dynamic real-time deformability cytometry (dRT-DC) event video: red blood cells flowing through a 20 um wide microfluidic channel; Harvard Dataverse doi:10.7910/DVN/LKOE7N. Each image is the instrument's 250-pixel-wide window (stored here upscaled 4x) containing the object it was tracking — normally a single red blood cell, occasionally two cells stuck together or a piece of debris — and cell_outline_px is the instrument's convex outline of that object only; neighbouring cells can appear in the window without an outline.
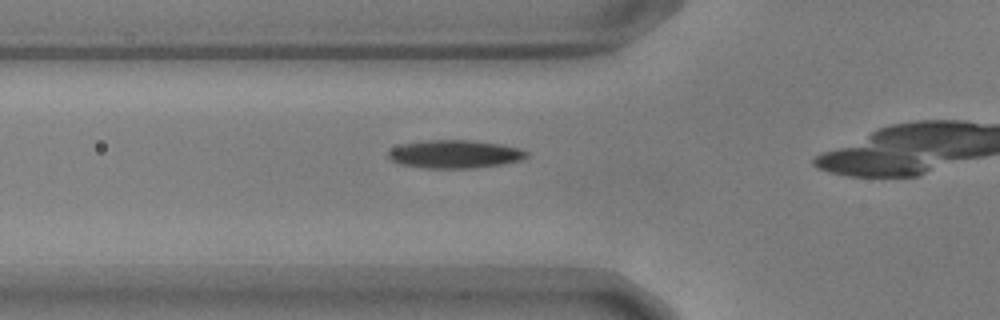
{"species": "common noctule bat (a hibernating species)", "species_latin": "Nyctalus noctula", "temperature_condition": "warm", "stored_images_in_passage": 25, "camera_frame_rate_fps": 3000, "um_per_image_px": 0.085, "animal": {"sex": "male", "body_mass_g": 17.9, "forearm_length_mm": 54.2}, "frame": {"image": 1, "passage_image": 14, "time_ms": 4.333, "image_size_px": [1000, 320], "cell_outline_px": [[528, 156], [520, 160], [500, 164], [472, 168], [420, 168], [400, 164], [392, 160], [388, 156], [388, 152], [392, 148], [400, 144], [432, 140], [468, 140], [500, 144], [520, 148], [528, 152]], "centroid_in_image_um": [38.64, 13.1], "position_along_channel_um": 87.2, "area_um2": 22.54}}
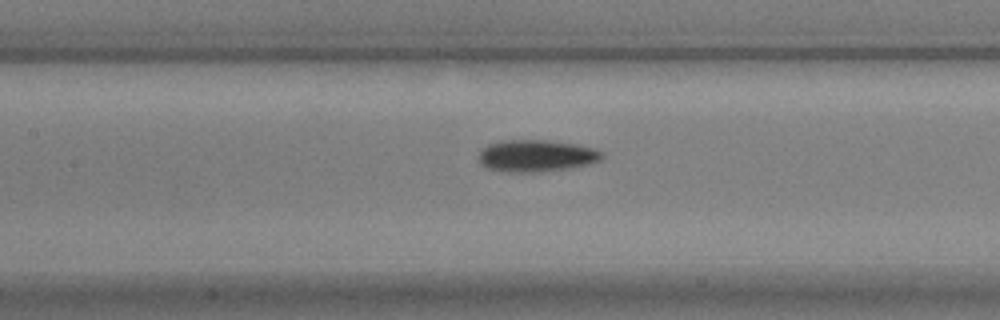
{"frame": {"image": 2, "passage_image": 20, "time_ms": 6.333, "image_size_px": [1000, 320], "cell_outline_px": [[604, 156], [600, 160], [588, 164], [568, 168], [532, 172], [508, 172], [484, 168], [480, 164], [480, 148], [488, 144], [500, 140], [548, 140], [576, 144], [592, 148], [604, 152]], "centroid_in_image_um": [45.55, 13.23], "position_along_channel_um": 161.9, "area_um2": 23.0}}
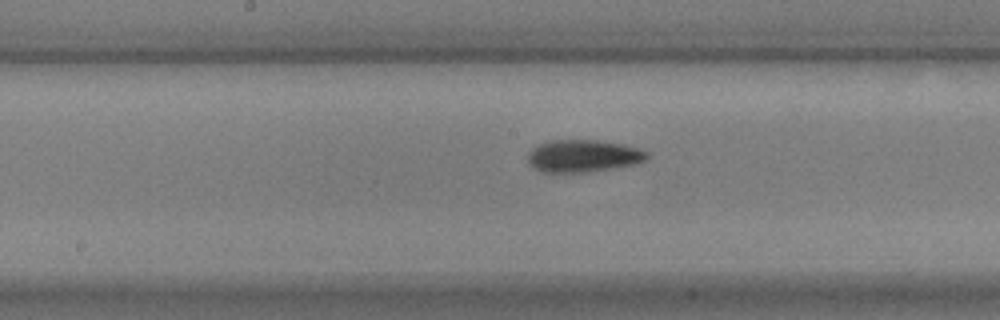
{"frame": {"image": 3, "passage_image": 23, "time_ms": 7.333, "image_size_px": [1000, 320], "cell_outline_px": [[648, 156], [644, 160], [636, 164], [616, 168], [588, 172], [544, 172], [528, 164], [528, 156], [532, 148], [536, 144], [552, 140], [596, 140], [624, 144], [648, 152]], "centroid_in_image_um": [49.57, 13.25], "position_along_channel_um": 198.6, "area_um2": 22.48}}